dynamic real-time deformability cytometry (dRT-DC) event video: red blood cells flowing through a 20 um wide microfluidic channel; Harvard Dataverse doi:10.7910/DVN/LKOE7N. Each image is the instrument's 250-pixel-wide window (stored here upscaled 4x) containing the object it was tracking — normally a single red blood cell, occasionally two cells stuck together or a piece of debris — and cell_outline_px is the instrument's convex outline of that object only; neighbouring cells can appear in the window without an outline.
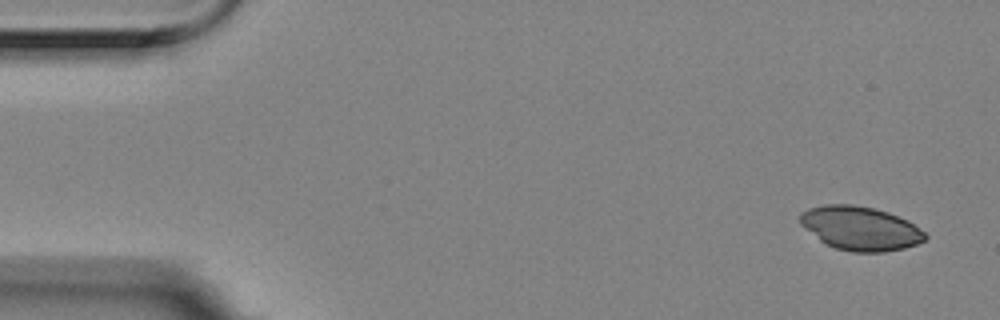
{"species": "Egyptian fruit bat (a non-hibernating species)", "species_latin": "Rousettus aegyptiacus", "temperature_condition": "room temperature", "stored_images_in_passage": 5, "camera_frame_rate_fps": 3000, "um_per_image_px": 0.085, "animal": {"sex": "female"}, "frame": {"image": 1, "passage_image": 1, "time_ms": 0.0, "image_size_px": [1000, 320], "cell_outline_px": [[928, 236], [924, 240], [916, 244], [904, 248], [884, 252], [852, 252], [836, 248], [820, 240], [800, 224], [800, 212], [808, 208], [824, 204], [852, 204], [872, 208], [888, 212], [908, 220], [924, 232]], "centroid_in_image_um": [73.12, 19.4], "position_along_channel_um": 11.9, "area_um2": 31.85}}